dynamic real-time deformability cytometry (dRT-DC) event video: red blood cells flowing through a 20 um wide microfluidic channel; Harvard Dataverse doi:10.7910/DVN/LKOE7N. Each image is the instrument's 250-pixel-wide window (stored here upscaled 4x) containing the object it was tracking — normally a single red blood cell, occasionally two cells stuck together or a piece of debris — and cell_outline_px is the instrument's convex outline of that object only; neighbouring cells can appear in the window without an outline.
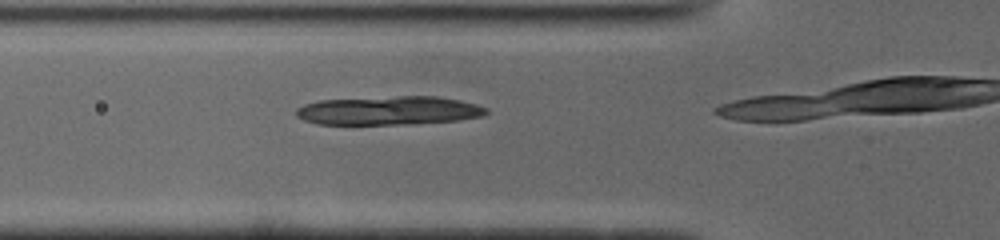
{"species": "common noctule bat (a hibernating species)", "species_latin": "Nyctalus noctula", "temperature_condition": "cold", "stored_images_in_passage": 15, "camera_frame_rate_fps": 3000, "um_per_image_px": 0.085, "animal": {"sex": "male", "body_mass_g": 19.0, "forearm_length_mm": 50.8}, "frame": {"image": 1, "passage_image": 12, "time_ms": 3.667, "image_size_px": [1000, 240], "cell_outline_px": [[488, 112], [484, 116], [456, 120], [404, 124], [316, 124], [304, 120], [296, 116], [296, 108], [304, 104], [320, 100], [396, 96], [436, 96], [460, 100], [476, 104], [488, 108]], "centroid_in_image_um": [33.04, 9.39], "position_along_channel_um": 92.8, "area_um2": 31.79}}